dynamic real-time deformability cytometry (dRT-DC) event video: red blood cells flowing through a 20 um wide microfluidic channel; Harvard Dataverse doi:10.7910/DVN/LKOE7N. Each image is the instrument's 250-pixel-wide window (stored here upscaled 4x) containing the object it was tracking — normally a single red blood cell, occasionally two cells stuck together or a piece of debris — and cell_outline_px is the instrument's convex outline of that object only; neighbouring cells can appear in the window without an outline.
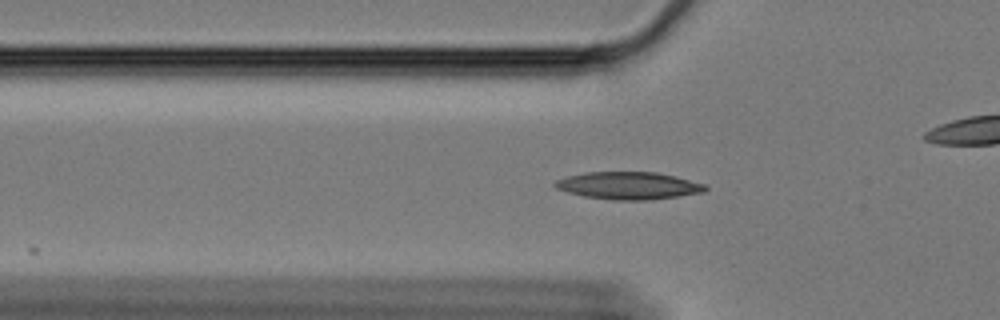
{"species": "Egyptian fruit bat (a non-hibernating species)", "species_latin": "Rousettus aegyptiacus", "temperature_condition": "cold", "stored_images_in_passage": 15, "camera_frame_rate_fps": 3000, "um_per_image_px": 0.085, "animal": {"sex": "female"}, "frame": {"image": 1, "passage_image": 7, "time_ms": 2.0, "image_size_px": [1000, 320], "cell_outline_px": [[708, 188], [704, 192], [648, 200], [612, 200], [584, 196], [568, 192], [556, 188], [552, 184], [556, 180], [568, 176], [584, 172], [656, 172], [676, 176], [704, 184]], "centroid_in_image_um": [53.41, 15.77], "position_along_channel_um": 72.4, "area_um2": 23.93}}
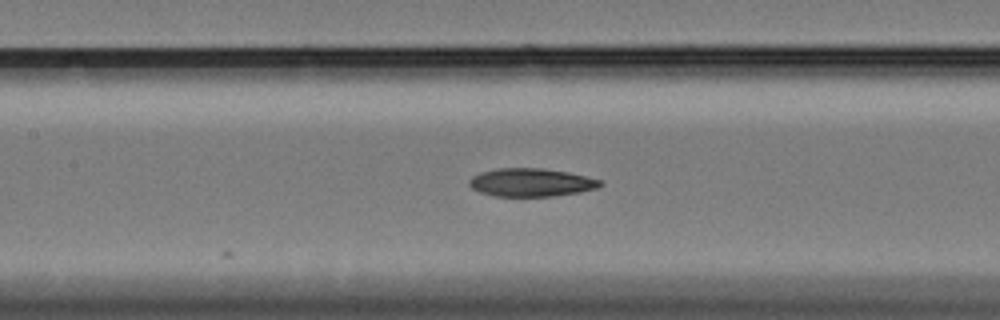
{"frame": {"image": 2, "passage_image": 15, "time_ms": 4.667, "image_size_px": [1000, 320], "cell_outline_px": [[604, 184], [600, 188], [580, 192], [556, 196], [492, 196], [480, 192], [472, 188], [468, 184], [468, 180], [472, 176], [480, 172], [500, 168], [540, 168], [568, 172], [604, 180]], "centroid_in_image_um": [45.19, 15.51], "position_along_channel_um": 162.2, "area_um2": 21.79}}